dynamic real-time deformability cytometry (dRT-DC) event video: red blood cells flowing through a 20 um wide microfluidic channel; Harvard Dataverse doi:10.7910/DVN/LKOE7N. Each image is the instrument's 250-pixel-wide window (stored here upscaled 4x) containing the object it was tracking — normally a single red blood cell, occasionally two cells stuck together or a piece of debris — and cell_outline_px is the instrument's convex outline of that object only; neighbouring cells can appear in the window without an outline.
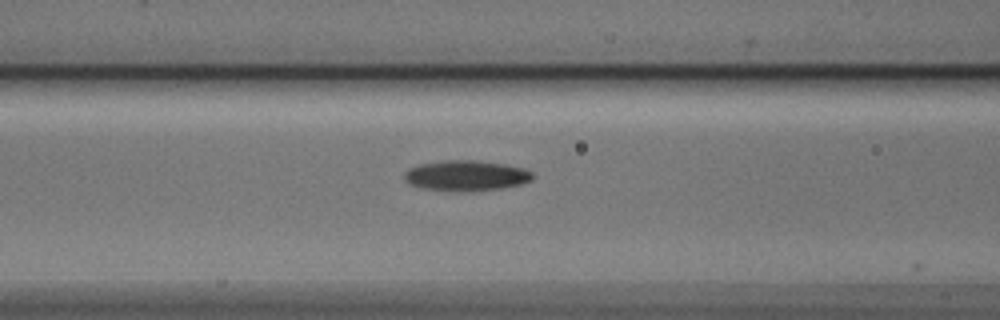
{"species": "Egyptian fruit bat (a non-hibernating species)", "species_latin": "Rousettus aegyptiacus", "temperature_condition": "cold", "stored_images_in_passage": 4, "camera_frame_rate_fps": 3000, "um_per_image_px": 0.085, "animal": {"sex": "male"}, "frame": {"image": 1, "passage_image": 3, "time_ms": 0.667, "image_size_px": [1000, 320], "cell_outline_px": [[536, 176], [532, 180], [520, 184], [500, 188], [472, 192], [468, 192], [420, 188], [408, 184], [404, 180], [404, 172], [408, 168], [420, 164], [444, 160], [472, 160], [504, 164], [524, 168], [532, 172]], "centroid_in_image_um": [39.6, 14.93], "position_along_channel_um": 127.0, "area_um2": 23.0}}